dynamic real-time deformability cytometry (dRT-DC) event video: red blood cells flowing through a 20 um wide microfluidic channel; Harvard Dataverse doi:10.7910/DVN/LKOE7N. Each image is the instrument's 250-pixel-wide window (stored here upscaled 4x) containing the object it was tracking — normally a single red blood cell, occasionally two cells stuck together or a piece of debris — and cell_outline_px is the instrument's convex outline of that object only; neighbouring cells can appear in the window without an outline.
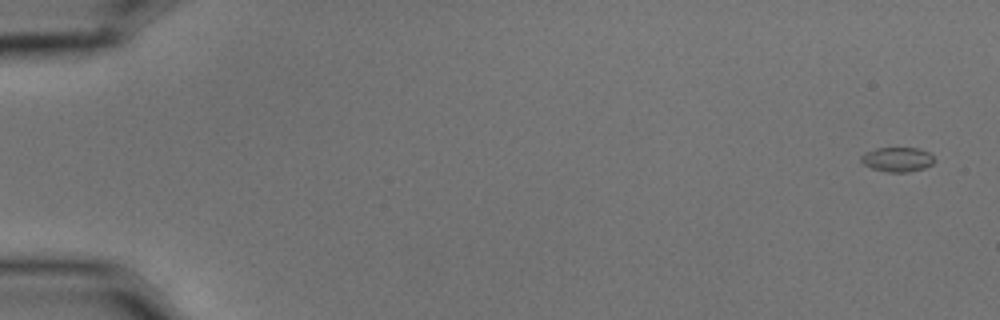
{"species": "common noctule bat (a hibernating species)", "species_latin": "Nyctalus noctula", "temperature_condition": "cold", "stored_images_in_passage": 8, "camera_frame_rate_fps": 3000, "um_per_image_px": 0.085, "animal": {"sex": "male", "body_mass_g": 15.6}, "frame": {"image": 1, "passage_image": 1, "time_ms": 0.0, "image_size_px": [1000, 320], "cell_outline_px": [[936, 160], [932, 164], [924, 168], [908, 172], [888, 172], [872, 168], [864, 164], [860, 160], [860, 156], [864, 152], [876, 148], [916, 148], [928, 152]], "centroid_in_image_um": [76.26, 13.55], "position_along_channel_um": 8.7, "area_um2": 10.46}}
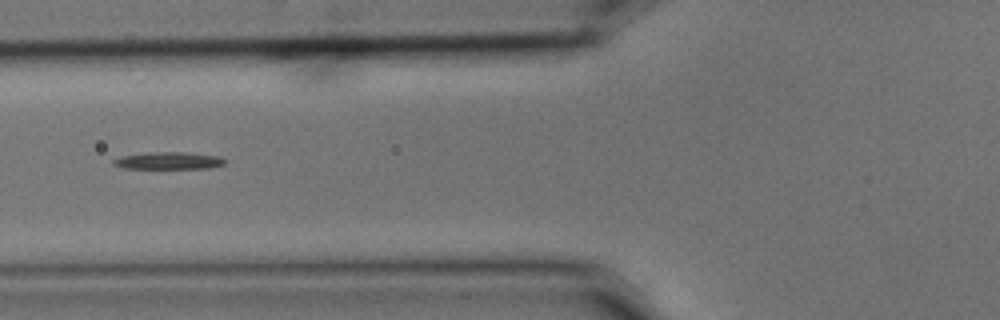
{"frame": {"image": 2, "passage_image": 7, "time_ms": 2.0, "image_size_px": [1000, 320], "cell_outline_px": [[224, 164], [212, 168], [124, 168], [112, 164], [112, 160], [120, 156], [148, 152], [184, 152], [216, 156], [224, 160]], "centroid_in_image_um": [14.27, 13.65], "position_along_channel_um": 111.5, "area_um2": 11.04}}
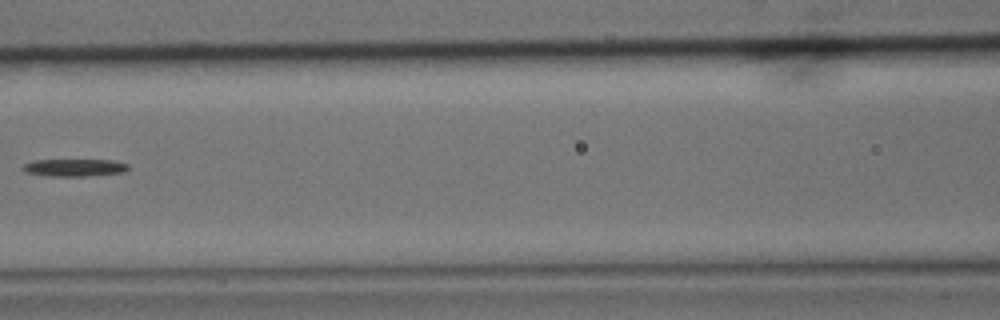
{"frame": {"image": 3, "passage_image": 8, "time_ms": 2.333, "image_size_px": [1000, 320], "cell_outline_px": [[128, 168], [124, 172], [88, 176], [48, 176], [24, 172], [20, 168], [24, 164], [36, 160], [112, 160], [128, 164]], "centroid_in_image_um": [6.29, 14.25], "position_along_channel_um": 160.3, "area_um2": 10.69}}